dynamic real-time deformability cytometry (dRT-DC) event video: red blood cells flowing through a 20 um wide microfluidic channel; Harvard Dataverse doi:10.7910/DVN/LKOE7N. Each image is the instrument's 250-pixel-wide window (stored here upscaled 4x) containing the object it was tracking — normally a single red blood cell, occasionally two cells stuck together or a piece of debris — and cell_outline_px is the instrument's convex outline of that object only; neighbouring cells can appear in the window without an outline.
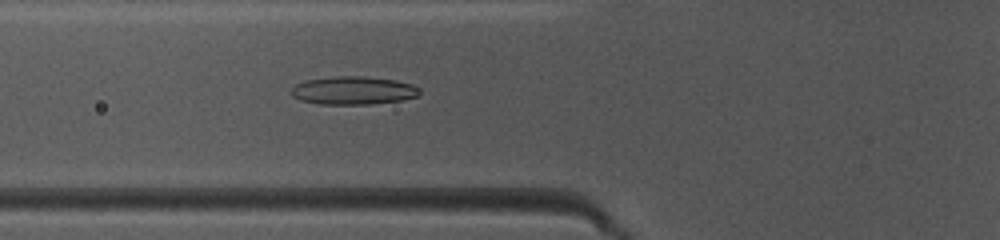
{"species": "common noctule bat (a hibernating species)", "species_latin": "Nyctalus noctula", "temperature_condition": "warm", "stored_images_in_passage": 48, "camera_frame_rate_fps": 3000, "um_per_image_px": 0.085, "animal": {"sex": "female", "body_mass_g": 10.0, "forearm_length_mm": 53.1}, "frame": {"image": 1, "passage_image": 18, "time_ms": 5.667, "image_size_px": [1000, 240], "cell_outline_px": [[420, 92], [416, 96], [404, 100], [368, 104], [320, 104], [300, 100], [292, 96], [292, 88], [296, 84], [304, 80], [336, 76], [360, 76], [396, 80], [412, 84], [420, 88]], "centroid_in_image_um": [30.03, 7.69], "position_along_channel_um": 95.8, "area_um2": 21.04}}
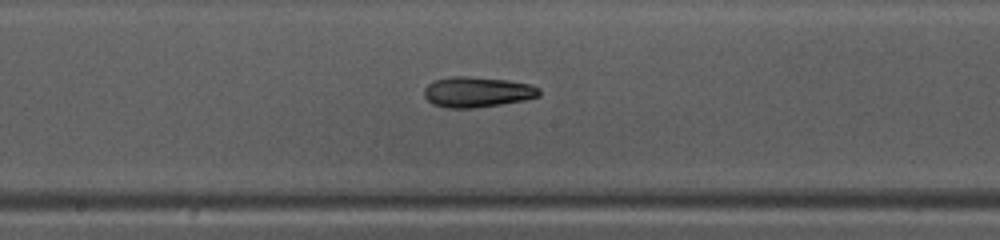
{"frame": {"image": 2, "passage_image": 26, "time_ms": 8.333, "image_size_px": [1000, 240], "cell_outline_px": [[540, 96], [524, 100], [500, 104], [472, 108], [448, 108], [432, 104], [424, 96], [424, 88], [432, 80], [452, 76], [468, 76], [508, 80], [532, 84], [540, 88]], "centroid_in_image_um": [40.55, 7.81], "position_along_channel_um": 207.6, "area_um2": 20.58}}
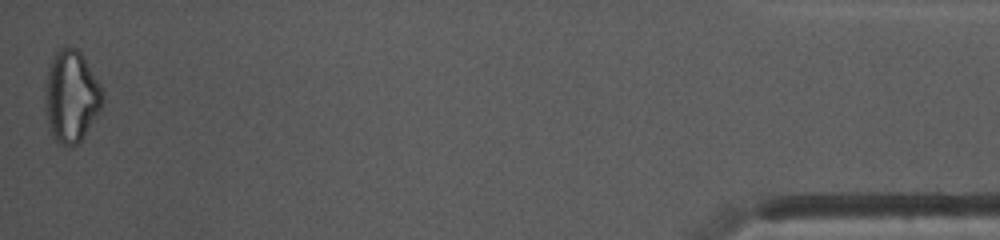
{"frame": {"image": 3, "passage_image": 48, "time_ms": 15.667, "image_size_px": [1000, 240], "cell_outline_px": [[104, 100], [100, 108], [80, 140], [76, 144], [56, 144], [52, 136], [48, 124], [44, 108], [44, 100], [48, 68], [56, 52], [60, 48], [76, 48], [84, 56], [100, 84], [104, 96]], "centroid_in_image_um": [6.03, 8.18], "position_along_channel_um": 429.2, "area_um2": 30.4}, "authors_computed_cell_mechanics": {"area_um2": 21.1548, "velocity_mm_per_s": 4.1564, "shape_relaxation_time_tau1_ms": 5.8075, "shape_relaxation_time_tau2_ms": 6.0756, "deformation_change_tau1": 0.1799, "deformation_change_tau2": 0.1689}}